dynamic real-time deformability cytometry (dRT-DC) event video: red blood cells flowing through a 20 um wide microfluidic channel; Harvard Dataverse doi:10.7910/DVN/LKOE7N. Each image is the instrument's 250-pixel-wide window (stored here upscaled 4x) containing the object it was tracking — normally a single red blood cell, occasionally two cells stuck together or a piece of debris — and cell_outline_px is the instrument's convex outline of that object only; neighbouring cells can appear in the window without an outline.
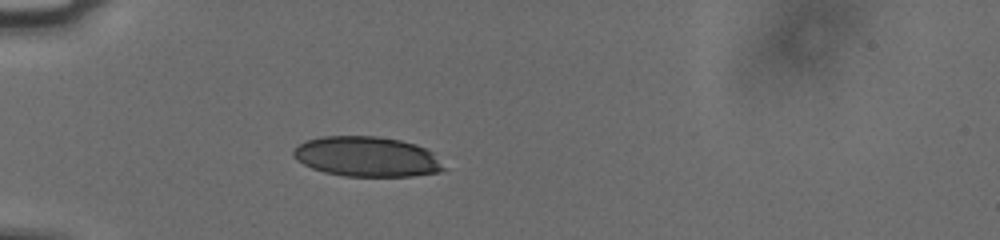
{"species": "human", "species_latin": "Homo sapiens", "temperature_condition": "cold", "stored_images_in_passage": 36, "camera_frame_rate_fps": 3000, "um_per_image_px": 0.085, "donor": {"sex": "male"}, "frame": {"image": 1, "passage_image": 2, "time_ms": 0.333, "image_size_px": [1000, 240], "cell_outline_px": [[448, 168], [440, 172], [412, 176], [344, 176], [324, 172], [312, 168], [296, 160], [292, 156], [292, 152], [300, 144], [308, 140], [320, 136], [376, 136], [400, 140], [416, 144], [432, 152]], "centroid_in_image_um": [31.2, 13.32], "position_along_channel_um": 53.8, "area_um2": 35.2}}
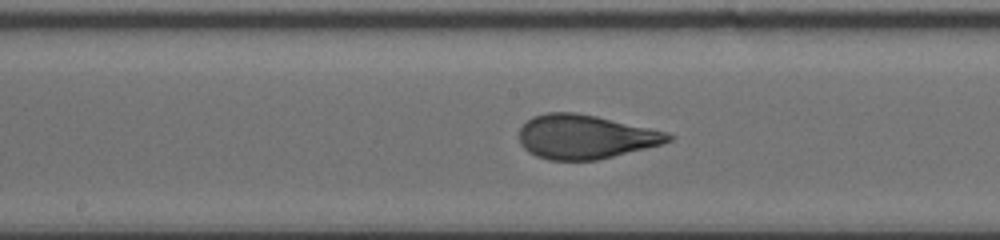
{"frame": {"image": 2, "passage_image": 15, "time_ms": 4.667, "image_size_px": [1000, 240], "cell_outline_px": [[676, 136], [672, 140], [660, 144], [596, 160], [548, 160], [536, 156], [528, 152], [520, 144], [520, 128], [532, 116], [548, 112], [576, 112], [596, 116], [668, 132]], "centroid_in_image_um": [49.72, 11.62], "position_along_channel_um": 198.5, "area_um2": 38.09}}
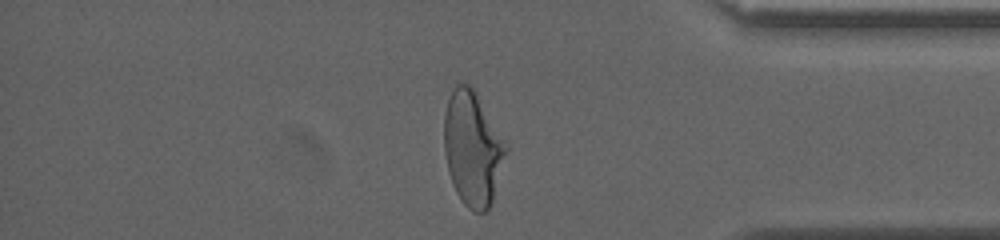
{"frame": {"image": 3, "passage_image": 32, "time_ms": 10.333, "image_size_px": [1000, 240], "cell_outline_px": [[508, 152], [492, 200], [488, 208], [484, 212], [476, 212], [468, 208], [460, 200], [452, 184], [448, 172], [444, 152], [444, 116], [448, 100], [456, 84], [460, 80], [468, 84], [472, 88], [508, 144]], "centroid_in_image_um": [40.17, 12.63], "position_along_channel_um": 395.0, "area_um2": 41.21}, "authors_computed_cell_mechanics": {"area_um2": 38.0613, "velocity_mm_per_s": 3.7899, "shape_relaxation_time_tau1_ms": 3.5802, "shape_relaxation_time_tau2_ms": null, "deformation_change_tau1": 0.1791, "deformation_change_tau2": null}}